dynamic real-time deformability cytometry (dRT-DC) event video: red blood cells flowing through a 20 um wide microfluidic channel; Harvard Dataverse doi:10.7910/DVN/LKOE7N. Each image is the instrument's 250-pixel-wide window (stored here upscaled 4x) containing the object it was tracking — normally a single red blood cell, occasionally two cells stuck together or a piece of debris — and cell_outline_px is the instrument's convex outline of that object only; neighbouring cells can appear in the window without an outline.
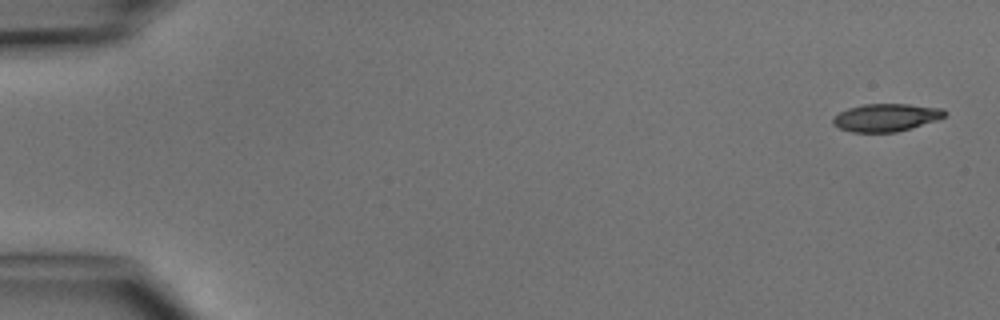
{"species": "common noctule bat (a hibernating species)", "species_latin": "Nyctalus noctula", "temperature_condition": "cold", "stored_images_in_passage": 8, "camera_frame_rate_fps": 3000, "um_per_image_px": 0.085, "animal": {"sex": "male", "body_mass_g": 15.6}, "frame": {"image": 1, "passage_image": 1, "time_ms": 0.0, "image_size_px": [1000, 320], "cell_outline_px": [[948, 112], [944, 116], [936, 120], [912, 128], [896, 132], [852, 132], [840, 128], [832, 124], [832, 116], [848, 108], [864, 104], [908, 104], [944, 108]], "centroid_in_image_um": [75.31, 9.98], "position_along_channel_um": 9.7, "area_um2": 18.15}}
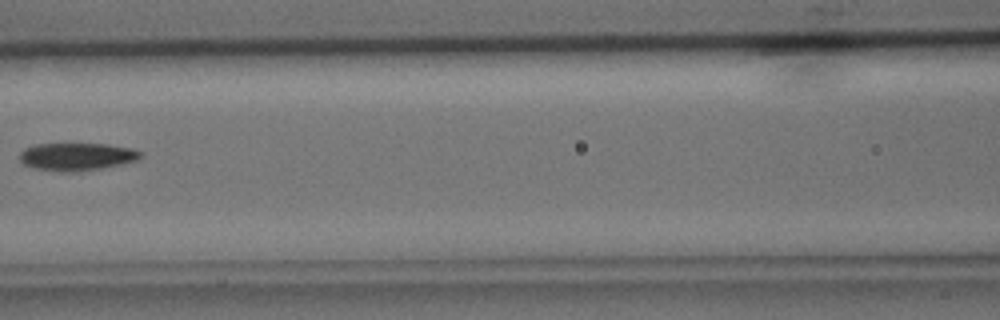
{"frame": {"image": 2, "passage_image": 7, "time_ms": 7.0, "image_size_px": [1000, 320], "cell_outline_px": [[144, 152], [136, 160], [120, 164], [100, 168], [76, 172], [60, 172], [32, 168], [24, 164], [20, 160], [20, 152], [24, 148], [36, 144], [108, 144], [132, 148]], "centroid_in_image_um": [6.5, 13.31], "position_along_channel_um": 160.1, "area_um2": 19.54}}
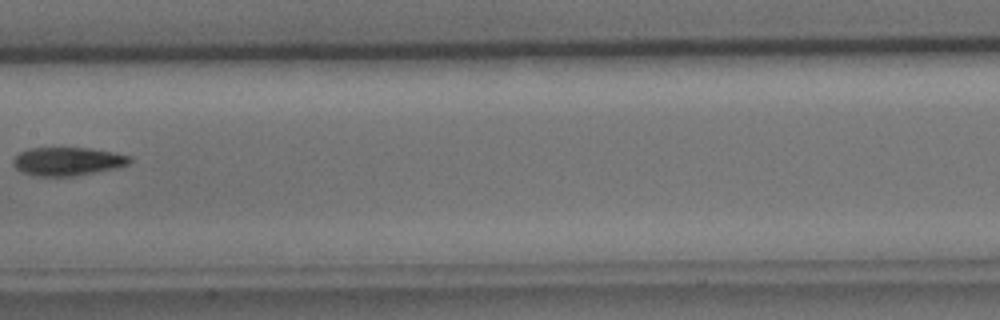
{"frame": {"image": 3, "passage_image": 8, "time_ms": 8.0, "image_size_px": [1000, 320], "cell_outline_px": [[132, 160], [128, 164], [112, 168], [72, 176], [36, 176], [20, 172], [12, 164], [12, 160], [20, 152], [28, 148], [88, 148], [112, 152], [132, 156]], "centroid_in_image_um": [5.69, 13.71], "position_along_channel_um": 201.7, "area_um2": 19.07}}